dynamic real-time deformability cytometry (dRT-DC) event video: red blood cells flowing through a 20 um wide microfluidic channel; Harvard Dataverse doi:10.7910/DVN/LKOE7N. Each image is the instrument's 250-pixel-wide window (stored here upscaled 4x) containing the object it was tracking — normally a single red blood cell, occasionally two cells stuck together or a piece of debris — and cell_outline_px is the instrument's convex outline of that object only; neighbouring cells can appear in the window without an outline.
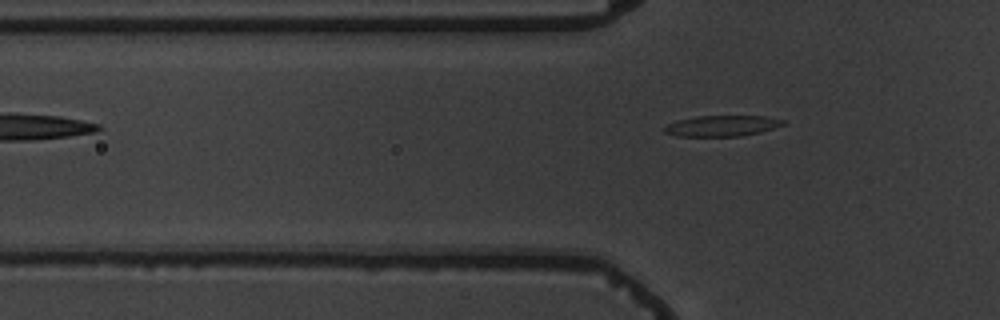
{"species": "common noctule bat (a hibernating species)", "species_latin": "Nyctalus noctula", "temperature_condition": "warm", "stored_images_in_passage": 4, "camera_frame_rate_fps": 3000, "um_per_image_px": 0.085, "animal": {"sex": "male", "body_mass_g": 19.5, "forearm_length_mm": 54.6}, "frame": {"image": 1, "passage_image": 4, "time_ms": 3.667, "image_size_px": [1000, 320], "cell_outline_px": [[784, 124], [760, 132], [740, 136], [676, 136], [664, 132], [664, 128], [668, 124], [676, 120], [696, 116], [764, 116], [784, 120]], "centroid_in_image_um": [61.32, 10.69], "position_along_channel_um": 64.5, "area_um2": 14.28}}